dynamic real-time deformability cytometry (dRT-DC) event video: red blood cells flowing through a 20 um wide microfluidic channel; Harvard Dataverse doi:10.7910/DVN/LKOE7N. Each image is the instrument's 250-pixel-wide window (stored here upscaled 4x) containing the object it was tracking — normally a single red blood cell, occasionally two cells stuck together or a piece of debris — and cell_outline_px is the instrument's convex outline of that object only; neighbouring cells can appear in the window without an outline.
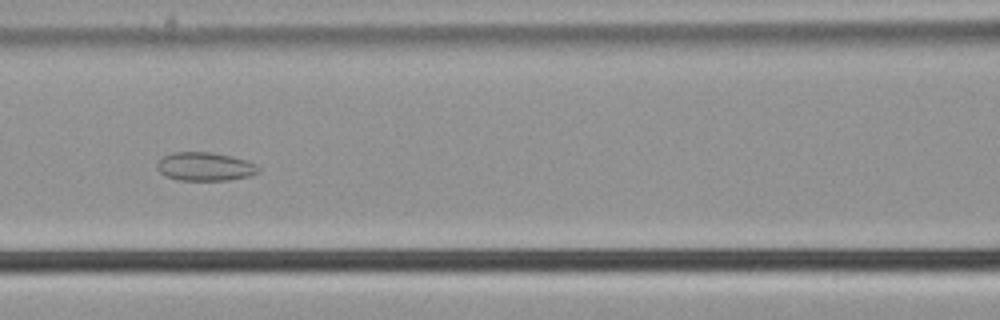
{"species": "common noctule bat (a hibernating species)", "species_latin": "Nyctalus noctula", "temperature_condition": "cold", "stored_images_in_passage": 56, "camera_frame_rate_fps": 3000, "um_per_image_px": 0.085, "animal": {"sex": "male", "body_mass_g": 21.5, "forearm_length_mm": 52.0}, "frame": {"image": 1, "passage_image": 26, "time_ms": 8.333, "image_size_px": [1000, 320], "cell_outline_px": [[260, 172], [252, 176], [228, 180], [180, 180], [164, 176], [156, 168], [156, 164], [164, 156], [172, 152], [212, 152], [232, 156], [256, 164], [260, 168]], "centroid_in_image_um": [17.44, 14.16], "position_along_channel_um": 149.2, "area_um2": 16.99}}
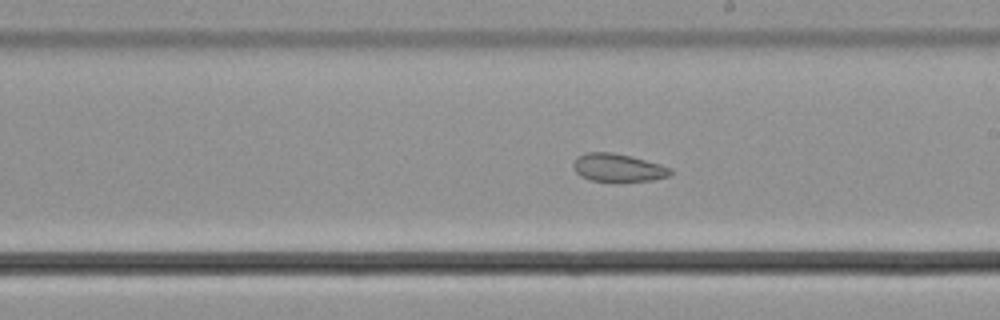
{"frame": {"image": 2, "passage_image": 33, "time_ms": 10.667, "image_size_px": [1000, 320], "cell_outline_px": [[672, 172], [668, 176], [652, 180], [612, 184], [588, 180], [580, 176], [576, 172], [572, 164], [576, 156], [588, 152], [612, 152], [632, 156], [660, 164], [672, 168]], "centroid_in_image_um": [52.5, 14.29], "position_along_channel_um": 236.5, "area_um2": 16.59}}
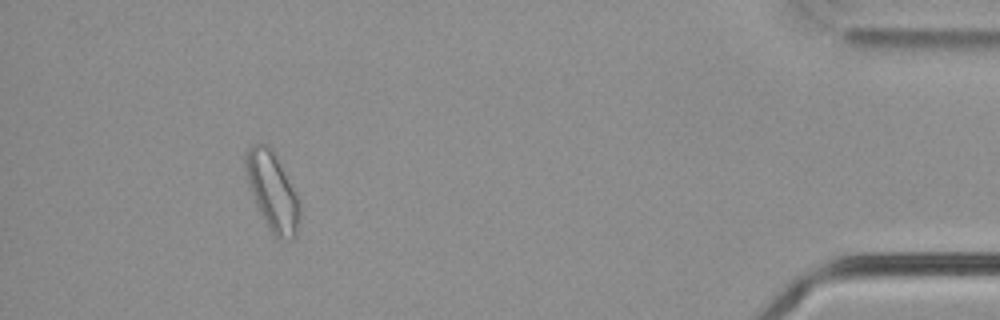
{"frame": {"image": 3, "passage_image": 52, "time_ms": 17.0, "image_size_px": [1000, 320], "cell_outline_px": [[300, 220], [296, 236], [292, 240], [276, 240], [264, 220], [256, 204], [248, 184], [244, 168], [244, 152], [252, 144], [260, 140], [268, 144], [272, 148], [300, 200]], "centroid_in_image_um": [23.15, 16.24], "position_along_channel_um": 412.1, "area_um2": 25.32}, "authors_computed_cell_mechanics": {"area_um2": 22.0218, "velocity_mm_per_s": 3.7519, "shape_relaxation_time_tau1_ms": null, "shape_relaxation_time_tau2_ms": 2.4351, "deformation_change_tau1": null, "deformation_change_tau2": 0.0595}}